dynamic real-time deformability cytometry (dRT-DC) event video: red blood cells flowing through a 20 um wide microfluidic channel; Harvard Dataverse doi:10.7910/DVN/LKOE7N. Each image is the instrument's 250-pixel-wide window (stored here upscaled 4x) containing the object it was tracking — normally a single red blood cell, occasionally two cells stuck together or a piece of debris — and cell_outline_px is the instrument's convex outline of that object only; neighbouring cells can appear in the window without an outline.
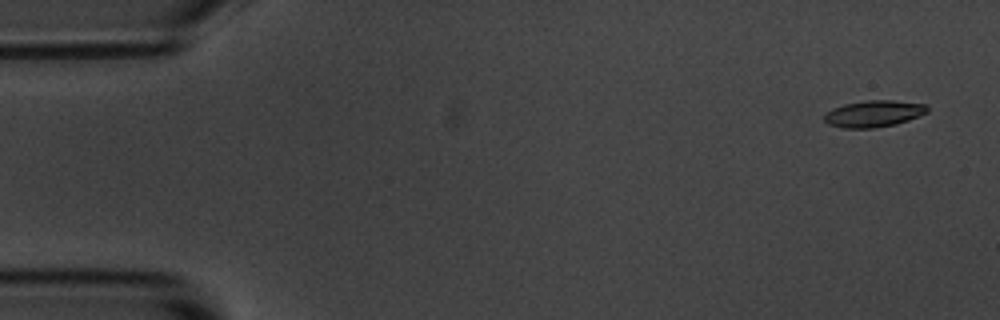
{"species": "common noctule bat (a hibernating species)", "species_latin": "Nyctalus noctula", "temperature_condition": "room temperature", "stored_images_in_passage": 53, "camera_frame_rate_fps": 3000, "um_per_image_px": 0.085, "animal": {"sex": "male", "body_mass_g": 20.1, "forearm_length_mm": 53.5}, "frame": {"image": 1, "passage_image": 1, "time_ms": 0.0, "image_size_px": [1000, 320], "cell_outline_px": [[928, 112], [920, 116], [896, 124], [872, 128], [840, 128], [828, 124], [824, 120], [824, 112], [832, 108], [844, 104], [868, 100], [892, 100], [928, 104]], "centroid_in_image_um": [74.26, 9.66], "position_along_channel_um": 10.7, "area_um2": 16.18}}
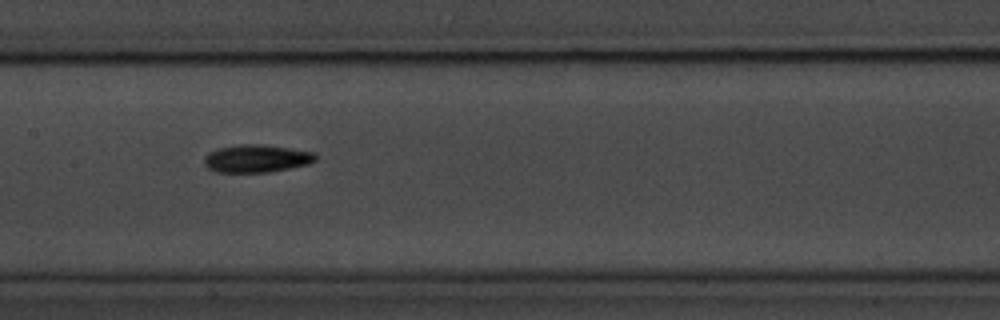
{"frame": {"image": 2, "passage_image": 25, "time_ms": 8.0, "image_size_px": [1000, 320], "cell_outline_px": [[316, 160], [308, 164], [268, 172], [216, 172], [208, 168], [204, 164], [204, 156], [208, 152], [216, 148], [240, 144], [260, 144], [316, 152]], "centroid_in_image_um": [21.77, 13.47], "position_along_channel_um": 185.6, "area_um2": 18.03}}
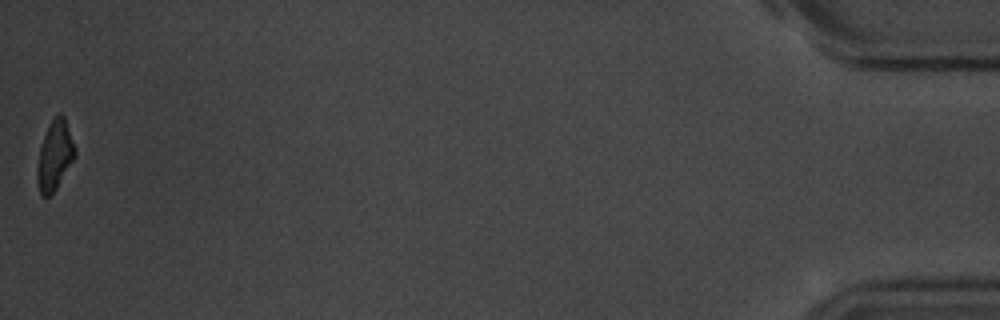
{"frame": {"image": 3, "passage_image": 53, "time_ms": 17.333, "image_size_px": [1000, 320], "cell_outline_px": [[76, 156], [56, 188], [48, 196], [40, 196], [36, 180], [36, 168], [40, 148], [48, 124], [60, 112], [64, 116], [76, 148]], "centroid_in_image_um": [4.64, 13.22], "position_along_channel_um": 430.6, "area_um2": 15.32}, "authors_computed_cell_mechanics": {"area_um2": 16.5308, "velocity_mm_per_s": 3.6732, "shape_relaxation_time_tau1_ms": 2.8964, "shape_relaxation_time_tau2_ms": null, "deformation_change_tau1": 0.1539, "deformation_change_tau2": null}}